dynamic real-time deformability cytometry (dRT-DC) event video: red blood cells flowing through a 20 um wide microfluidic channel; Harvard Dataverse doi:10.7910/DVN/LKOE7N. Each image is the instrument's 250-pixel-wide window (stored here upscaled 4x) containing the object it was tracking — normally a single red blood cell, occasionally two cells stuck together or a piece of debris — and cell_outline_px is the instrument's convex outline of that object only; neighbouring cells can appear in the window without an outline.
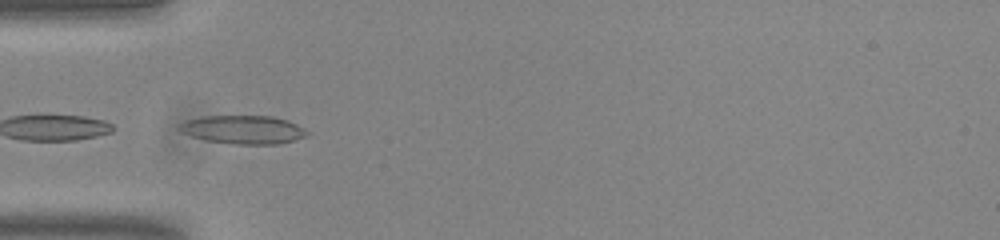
{"species": "common noctule bat (a hibernating species)", "species_latin": "Nyctalus noctula", "temperature_condition": "room temperature", "stored_images_in_passage": 52, "camera_frame_rate_fps": 3000, "um_per_image_px": 0.085, "animal": {"sex": "male", "body_mass_g": 20.0, "forearm_length_mm": 53.3}, "frame": {"image": 1, "passage_image": 16, "time_ms": 5.0, "image_size_px": [1000, 240], "cell_outline_px": [[308, 136], [280, 144], [236, 144], [204, 140], [192, 136], [176, 128], [184, 120], [204, 116], [272, 116], [288, 120], [304, 128], [308, 132]], "centroid_in_image_um": [20.69, 11.02], "position_along_channel_um": 64.3, "area_um2": 21.21}, "authors_computed_cell_mechanics": {"area_um2": 19.1607, "velocity_mm_per_s": 3.8248, "shape_relaxation_time_tau1_ms": 8.3186, "shape_relaxation_time_tau2_ms": 1.8486, "deformation_change_tau1": 0.1871, "deformation_change_tau2": 0.0674}}